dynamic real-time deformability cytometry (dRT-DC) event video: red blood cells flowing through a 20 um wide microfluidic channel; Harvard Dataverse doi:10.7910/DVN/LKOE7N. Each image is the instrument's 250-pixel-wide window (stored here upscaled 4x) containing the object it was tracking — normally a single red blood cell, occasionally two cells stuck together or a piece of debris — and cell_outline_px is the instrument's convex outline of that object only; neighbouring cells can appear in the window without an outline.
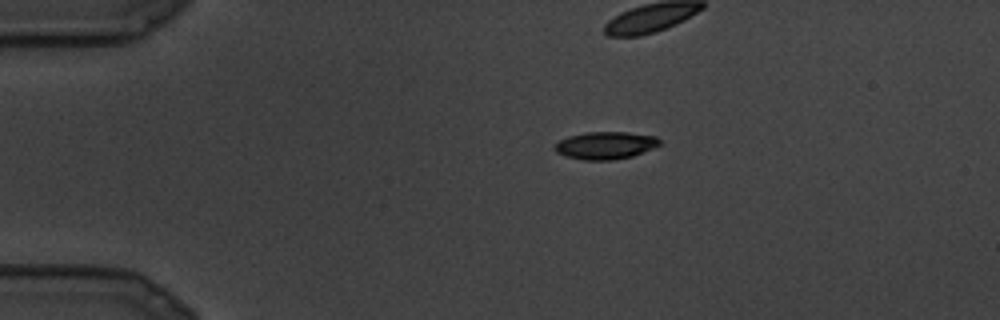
{"species": "common noctule bat (a hibernating species)", "species_latin": "Nyctalus noctula", "temperature_condition": "cold", "stored_images_in_passage": 18, "camera_frame_rate_fps": 3000, "um_per_image_px": 0.085, "animal": {"sex": "male", "body_mass_g": 19.5, "forearm_length_mm": 54.6}, "frame": {"image": 1, "passage_image": 1, "time_ms": 0.0, "image_size_px": [1000, 320], "cell_outline_px": [[660, 144], [652, 148], [632, 156], [612, 160], [584, 160], [564, 156], [556, 152], [552, 148], [560, 140], [568, 136], [584, 132], [628, 132], [656, 136], [660, 140]], "centroid_in_image_um": [51.43, 12.35], "position_along_channel_um": 33.6, "area_um2": 16.82}}